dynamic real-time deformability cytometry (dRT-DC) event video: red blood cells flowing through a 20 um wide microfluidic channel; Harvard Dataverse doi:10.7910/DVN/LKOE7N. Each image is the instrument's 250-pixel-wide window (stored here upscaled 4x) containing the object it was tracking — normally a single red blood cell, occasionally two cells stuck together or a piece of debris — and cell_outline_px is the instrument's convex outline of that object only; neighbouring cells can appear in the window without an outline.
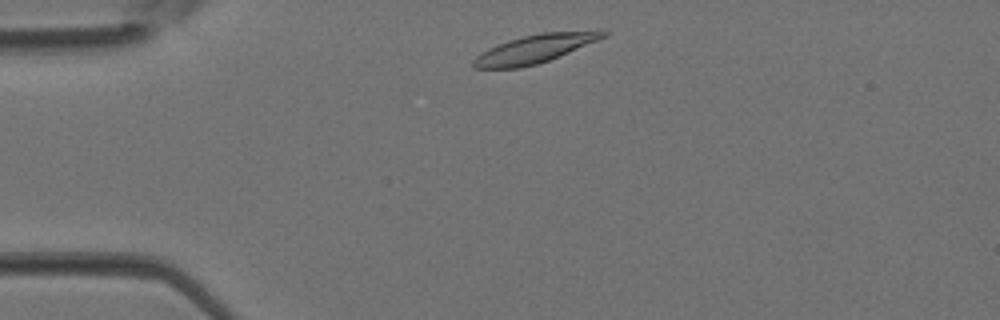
{"species": "Egyptian fruit bat (a non-hibernating species)", "species_latin": "Rousettus aegyptiacus", "temperature_condition": "room temperature", "stored_images_in_passage": 2, "camera_frame_rate_fps": 3000, "um_per_image_px": 0.085, "animal": {"sex": "female"}, "frame": {"image": 1, "passage_image": 1, "time_ms": 0.0, "image_size_px": [1000, 320], "cell_outline_px": [[608, 32], [604, 36], [596, 40], [548, 60], [536, 64], [520, 68], [472, 68], [472, 60], [480, 52], [488, 48], [508, 40], [540, 32], [596, 28], [604, 28]], "centroid_in_image_um": [45.48, 4.1], "position_along_channel_um": 39.5, "area_um2": 21.68}}